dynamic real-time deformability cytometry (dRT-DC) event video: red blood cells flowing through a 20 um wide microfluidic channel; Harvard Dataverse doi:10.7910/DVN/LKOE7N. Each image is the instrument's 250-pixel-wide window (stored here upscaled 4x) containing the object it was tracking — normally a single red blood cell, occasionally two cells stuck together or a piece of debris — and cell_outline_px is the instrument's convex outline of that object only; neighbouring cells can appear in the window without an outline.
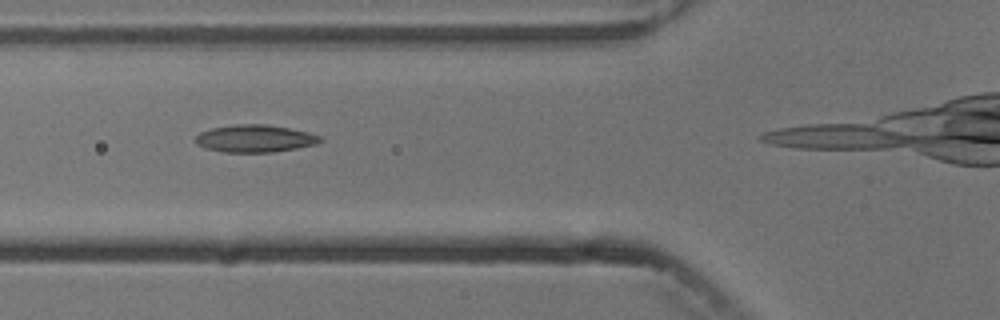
{"species": "common noctule bat (a hibernating species)", "species_latin": "Nyctalus noctula", "temperature_condition": "cold", "stored_images_in_passage": 4, "camera_frame_rate_fps": 3000, "um_per_image_px": 0.085, "animal": {"sex": "male", "body_mass_g": 13.3}, "frame": {"image": 1, "passage_image": 3, "time_ms": 2.333, "image_size_px": [1000, 320], "cell_outline_px": [[324, 140], [316, 144], [296, 148], [272, 152], [224, 152], [208, 148], [196, 144], [196, 136], [200, 132], [212, 128], [236, 124], [264, 124], [288, 128], [308, 132], [320, 136]], "centroid_in_image_um": [21.68, 11.77], "position_along_channel_um": 104.1, "area_um2": 19.71}}